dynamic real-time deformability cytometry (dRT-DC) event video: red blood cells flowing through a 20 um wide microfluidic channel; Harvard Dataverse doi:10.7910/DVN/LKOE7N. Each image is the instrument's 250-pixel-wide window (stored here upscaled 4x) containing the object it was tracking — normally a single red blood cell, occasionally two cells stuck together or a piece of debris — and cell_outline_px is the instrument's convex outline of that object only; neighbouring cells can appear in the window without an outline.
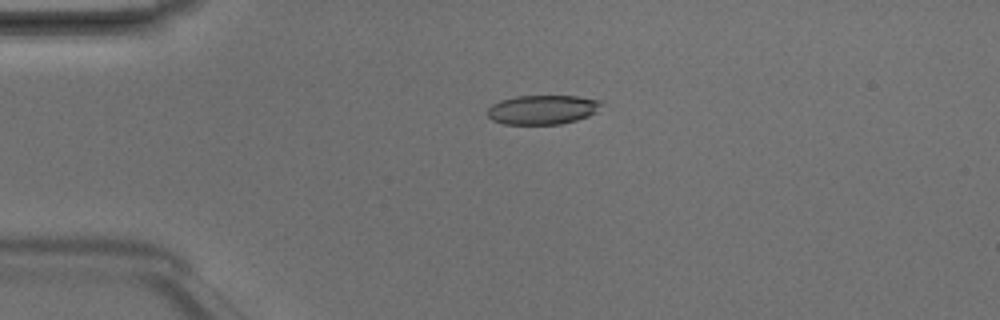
{"species": "Egyptian fruit bat (a non-hibernating species)", "species_latin": "Rousettus aegyptiacus", "temperature_condition": "room temperature", "stored_images_in_passage": 6, "camera_frame_rate_fps": 3000, "um_per_image_px": 0.085, "animal": {"sex": "male"}, "frame": {"image": 1, "passage_image": 4, "time_ms": 1.0, "image_size_px": [1000, 320], "cell_outline_px": [[600, 104], [596, 112], [588, 116], [576, 120], [560, 124], [504, 124], [492, 120], [488, 116], [488, 108], [492, 104], [500, 100], [516, 96], [576, 96], [600, 100]], "centroid_in_image_um": [46.08, 9.32], "position_along_channel_um": 38.9, "area_um2": 19.31}}